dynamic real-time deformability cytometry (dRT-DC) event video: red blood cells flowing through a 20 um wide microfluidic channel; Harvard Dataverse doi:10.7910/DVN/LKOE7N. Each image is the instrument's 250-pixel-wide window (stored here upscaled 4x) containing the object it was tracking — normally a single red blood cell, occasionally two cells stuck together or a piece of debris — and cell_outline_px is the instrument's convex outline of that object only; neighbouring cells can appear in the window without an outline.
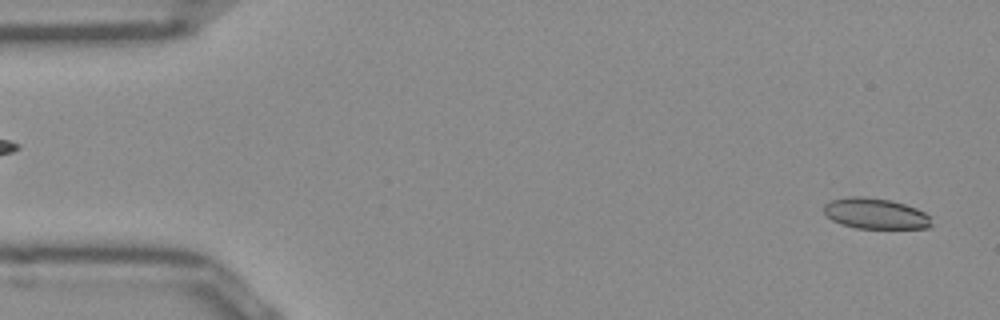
{"species": "Egyptian fruit bat (a non-hibernating species)", "species_latin": "Rousettus aegyptiacus", "temperature_condition": "room temperature", "stored_images_in_passage": 51, "camera_frame_rate_fps": 3000, "um_per_image_px": 0.085, "frame": {"image": 1, "passage_image": 2, "time_ms": 0.333, "image_size_px": [1000, 320], "cell_outline_px": [[932, 224], [928, 228], [856, 228], [840, 224], [832, 220], [824, 212], [824, 204], [832, 200], [848, 196], [864, 196], [888, 200], [904, 204], [916, 208], [932, 216]], "centroid_in_image_um": [74.42, 18.15], "position_along_channel_um": 10.6, "area_um2": 19.31}}
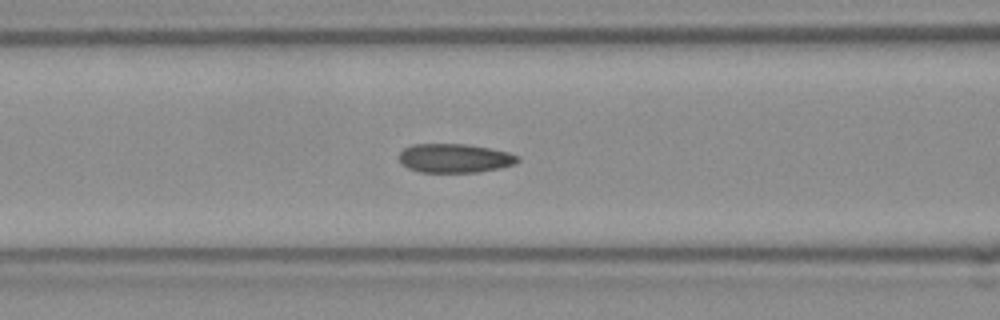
{"frame": {"image": 2, "passage_image": 20, "time_ms": 6.333, "image_size_px": [1000, 320], "cell_outline_px": [[520, 160], [516, 164], [500, 168], [476, 172], [420, 172], [408, 168], [400, 160], [400, 152], [404, 148], [412, 144], [464, 144], [488, 148], [508, 152], [520, 156]], "centroid_in_image_um": [38.68, 13.45], "position_along_channel_um": 127.9, "area_um2": 19.94}}
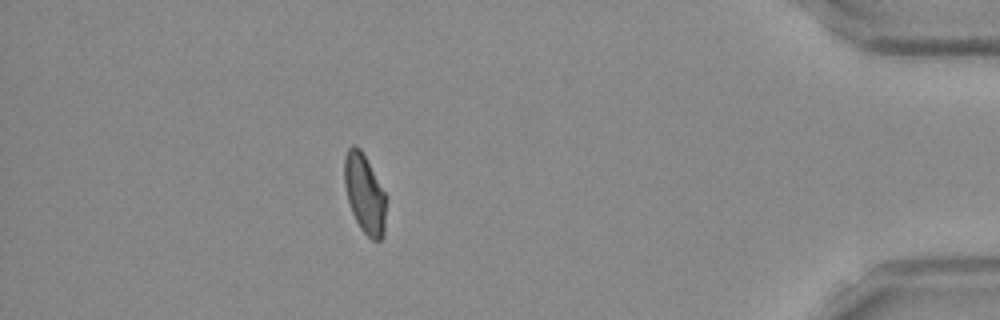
{"frame": {"image": 3, "passage_image": 45, "time_ms": 14.667, "image_size_px": [1000, 320], "cell_outline_px": [[384, 236], [380, 240], [372, 240], [360, 228], [352, 212], [348, 200], [344, 184], [344, 156], [348, 148], [352, 144], [356, 144], [360, 148], [384, 192]], "centroid_in_image_um": [30.95, 16.44], "position_along_channel_um": 404.3, "area_um2": 18.79}, "authors_computed_cell_mechanics": {"area_um2": 19.8832, "velocity_mm_per_s": 3.934, "shape_relaxation_time_tau1_ms": null, "shape_relaxation_time_tau2_ms": 1.9961, "deformation_change_tau1": null, "deformation_change_tau2": 0.0728}}